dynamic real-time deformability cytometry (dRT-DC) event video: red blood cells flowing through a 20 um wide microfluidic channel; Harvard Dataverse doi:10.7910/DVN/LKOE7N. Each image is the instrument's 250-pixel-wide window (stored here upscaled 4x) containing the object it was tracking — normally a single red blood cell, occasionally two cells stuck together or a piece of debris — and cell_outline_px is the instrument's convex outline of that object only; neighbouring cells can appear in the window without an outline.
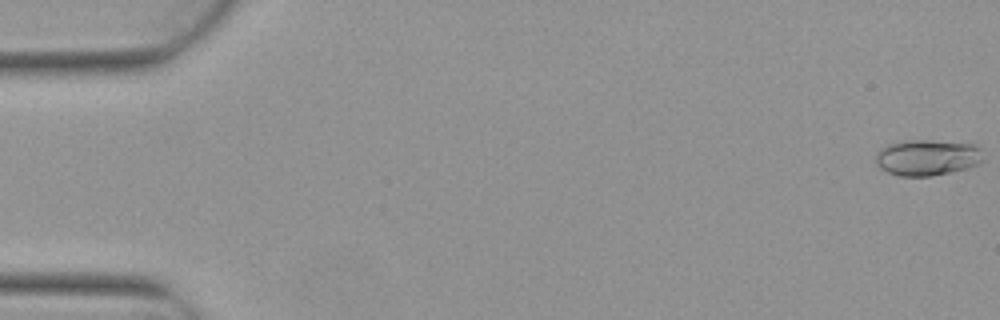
{"species": "Egyptian fruit bat (a non-hibernating species)", "species_latin": "Rousettus aegyptiacus", "temperature_condition": "warm", "stored_images_in_passage": 4, "camera_frame_rate_fps": 3000, "um_per_image_px": 0.085, "animal": {"sex": "female"}, "frame": {"image": 1, "passage_image": 1, "time_ms": 0.0, "image_size_px": [1000, 320], "cell_outline_px": [[984, 160], [980, 164], [932, 176], [900, 176], [888, 172], [880, 168], [876, 164], [876, 152], [880, 148], [888, 144], [904, 140], [928, 140], [976, 144], [980, 148]], "centroid_in_image_um": [78.81, 13.38], "position_along_channel_um": 6.2, "area_um2": 22.66}}
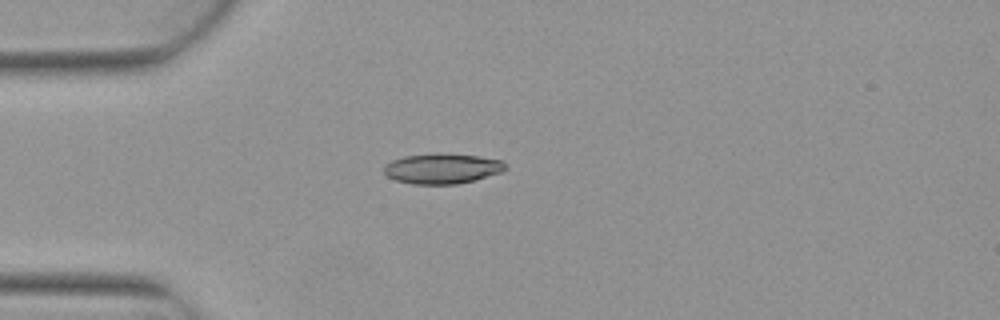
{"frame": {"image": 2, "passage_image": 4, "time_ms": 1.0, "image_size_px": [1000, 320], "cell_outline_px": [[508, 168], [504, 172], [456, 184], [412, 184], [396, 180], [388, 176], [384, 172], [384, 164], [392, 160], [404, 156], [476, 156], [504, 160]], "centroid_in_image_um": [37.62, 14.37], "position_along_channel_um": 47.4, "area_um2": 20.58}}